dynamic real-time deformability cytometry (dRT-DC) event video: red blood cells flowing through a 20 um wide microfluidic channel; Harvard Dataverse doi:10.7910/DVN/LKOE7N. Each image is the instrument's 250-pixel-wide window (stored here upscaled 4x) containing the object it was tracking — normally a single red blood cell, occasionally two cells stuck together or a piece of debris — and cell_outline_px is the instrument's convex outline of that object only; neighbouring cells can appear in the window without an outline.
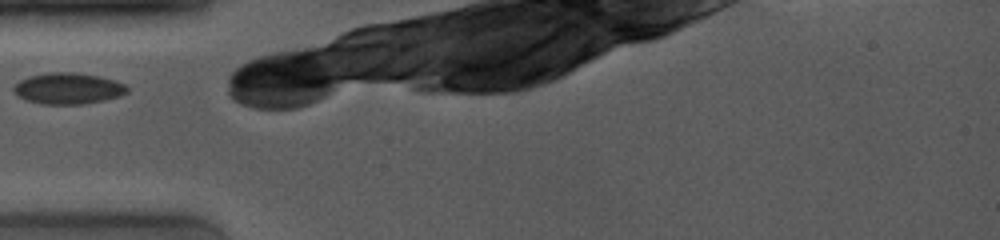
{"species": "common noctule bat (a hibernating species)", "species_latin": "Nyctalus noctula", "temperature_condition": "room temperature", "stored_images_in_passage": 7, "camera_frame_rate_fps": 4000, "um_per_image_px": 0.085, "animal": {"sex": "female", "body_mass_g": 19.0, "forearm_length_mm": 53.3}, "frame": {"image": 1, "passage_image": 1, "time_ms": 0.0, "image_size_px": [1000, 240], "cell_outline_px": [[128, 92], [120, 96], [104, 100], [84, 104], [40, 104], [28, 100], [12, 92], [12, 88], [20, 80], [28, 76], [48, 72], [72, 72], [100, 76], [124, 84], [128, 88]], "centroid_in_image_um": [5.77, 7.51], "position_along_channel_um": 79.2, "area_um2": 20.63}}
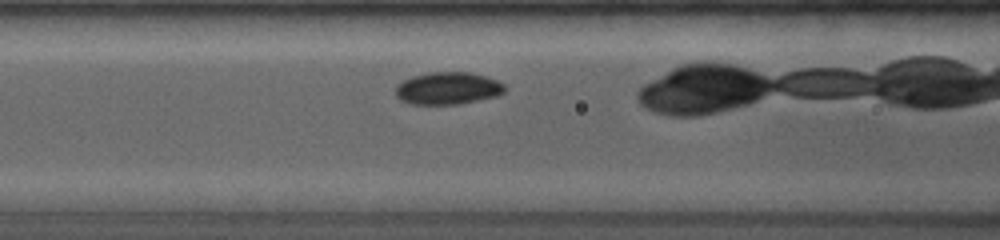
{"frame": {"image": 2, "passage_image": 3, "time_ms": 1.25, "image_size_px": [1000, 240], "cell_outline_px": [[504, 92], [496, 96], [460, 104], [408, 104], [400, 100], [396, 96], [396, 84], [412, 76], [428, 72], [468, 72], [484, 76], [496, 80], [504, 84]], "centroid_in_image_um": [38.02, 7.51], "position_along_channel_um": 128.6, "area_um2": 20.58}}